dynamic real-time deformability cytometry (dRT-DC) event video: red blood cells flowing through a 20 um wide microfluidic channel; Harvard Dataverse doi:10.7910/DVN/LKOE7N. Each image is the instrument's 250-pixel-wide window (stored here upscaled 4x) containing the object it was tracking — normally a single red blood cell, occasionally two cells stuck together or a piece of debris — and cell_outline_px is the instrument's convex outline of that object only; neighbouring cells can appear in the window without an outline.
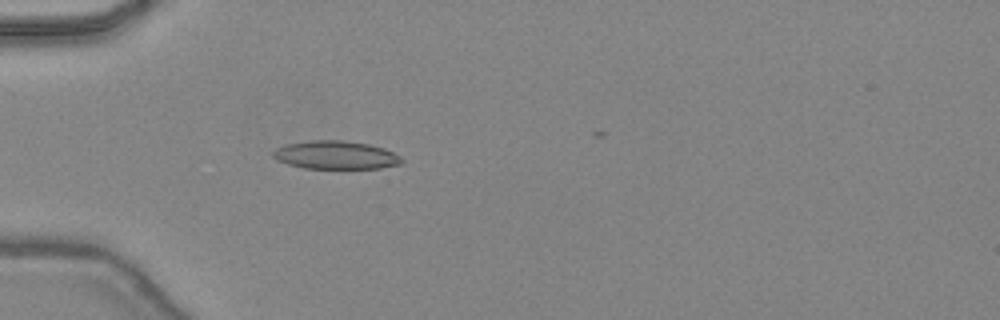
{"species": "common noctule bat (a hibernating species)", "species_latin": "Nyctalus noctula", "temperature_condition": "warm", "stored_images_in_passage": 18, "camera_frame_rate_fps": 3000, "um_per_image_px": 0.085, "animal": {"sex": "female", "body_mass_g": 24.6, "forearm_length_mm": 56.2}, "frame": {"image": 1, "passage_image": 15, "time_ms": 4.667, "image_size_px": [1000, 320], "cell_outline_px": [[404, 160], [400, 164], [380, 168], [304, 168], [288, 164], [276, 160], [272, 156], [272, 152], [276, 148], [288, 144], [312, 140], [340, 140], [368, 144], [384, 148], [400, 156]], "centroid_in_image_um": [28.52, 13.18], "position_along_channel_um": 56.5, "area_um2": 21.04}}